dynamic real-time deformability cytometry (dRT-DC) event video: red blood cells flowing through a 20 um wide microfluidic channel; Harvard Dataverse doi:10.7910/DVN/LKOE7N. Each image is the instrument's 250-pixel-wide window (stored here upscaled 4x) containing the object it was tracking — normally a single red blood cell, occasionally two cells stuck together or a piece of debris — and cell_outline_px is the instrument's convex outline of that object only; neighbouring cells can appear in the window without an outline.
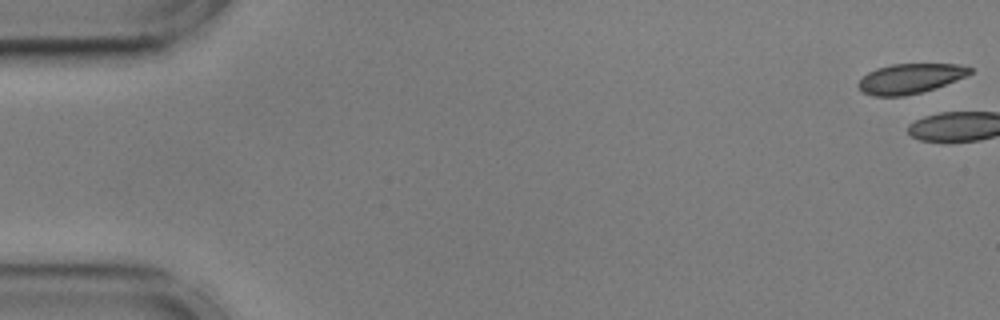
{"species": "common noctule bat (a hibernating species)", "species_latin": "Nyctalus noctula", "temperature_condition": "cold", "stored_images_in_passage": 7, "camera_frame_rate_fps": 3000, "um_per_image_px": 0.085, "animal": {"sex": "male", "body_mass_g": 17.9, "forearm_length_mm": 54.2}, "frame": {"image": 1, "passage_image": 1, "time_ms": 0.0, "image_size_px": [1000, 320], "cell_outline_px": [[972, 72], [956, 80], [936, 88], [904, 96], [872, 96], [864, 92], [856, 84], [868, 72], [876, 68], [892, 64], [956, 64], [972, 68]], "centroid_in_image_um": [77.34, 6.68], "position_along_channel_um": 7.7, "area_um2": 19.25}}